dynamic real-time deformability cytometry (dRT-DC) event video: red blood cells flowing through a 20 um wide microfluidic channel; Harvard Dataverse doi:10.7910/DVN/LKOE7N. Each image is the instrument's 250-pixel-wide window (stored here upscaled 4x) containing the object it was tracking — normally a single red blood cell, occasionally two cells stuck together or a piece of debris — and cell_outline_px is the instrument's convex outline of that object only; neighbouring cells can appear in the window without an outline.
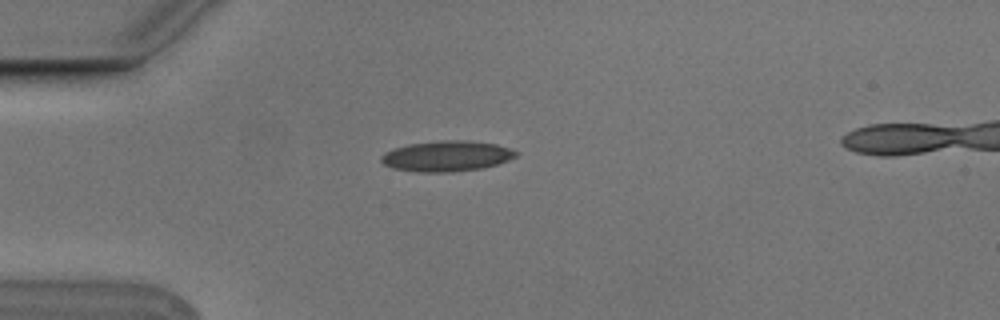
{"species": "Egyptian fruit bat (a non-hibernating species)", "species_latin": "Rousettus aegyptiacus", "temperature_condition": "cold", "stored_images_in_passage": 4, "camera_frame_rate_fps": 3000, "um_per_image_px": 0.085, "animal": {"sex": "male"}, "frame": {"image": 1, "passage_image": 4, "time_ms": 1.0, "image_size_px": [1000, 320], "cell_outline_px": [[520, 152], [516, 156], [508, 160], [496, 164], [480, 168], [452, 172], [416, 172], [392, 168], [384, 164], [380, 160], [380, 156], [384, 152], [392, 148], [408, 144], [440, 140], [460, 140], [496, 144]], "centroid_in_image_um": [37.91, 13.27], "position_along_channel_um": 47.1, "area_um2": 24.04}}